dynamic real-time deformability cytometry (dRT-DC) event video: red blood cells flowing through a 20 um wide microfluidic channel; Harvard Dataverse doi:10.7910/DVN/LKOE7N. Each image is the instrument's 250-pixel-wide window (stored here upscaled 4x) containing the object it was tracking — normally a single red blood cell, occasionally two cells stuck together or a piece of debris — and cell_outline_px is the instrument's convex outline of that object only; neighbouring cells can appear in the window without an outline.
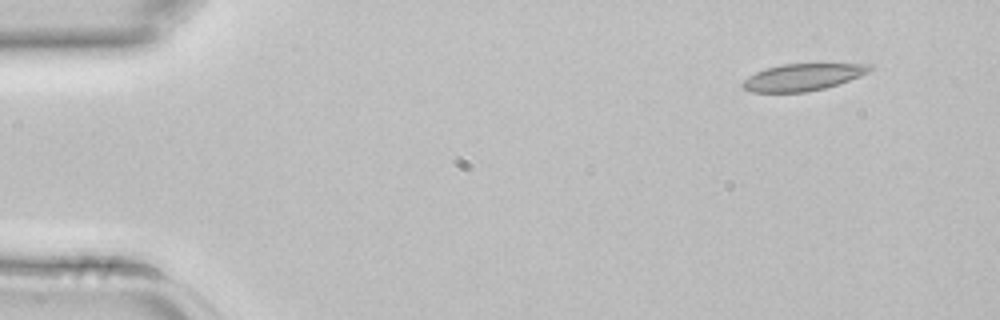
{"species": "common noctule bat (a hibernating species)", "species_latin": "Nyctalus noctula", "temperature_condition": "room temperature", "stored_images_in_passage": 3, "camera_frame_rate_fps": 3000, "um_per_image_px": 0.085, "animal": {"sex": "female", "body_mass_g": 22.7, "forearm_length_mm": 54.2}, "frame": {"image": 1, "passage_image": 1, "time_ms": 0.0, "image_size_px": [1000, 320], "cell_outline_px": [[872, 72], [824, 88], [804, 92], [752, 92], [744, 88], [740, 84], [748, 76], [764, 68], [784, 64], [872, 64]], "centroid_in_image_um": [68.22, 6.55], "position_along_channel_um": 16.8, "area_um2": 19.83}}